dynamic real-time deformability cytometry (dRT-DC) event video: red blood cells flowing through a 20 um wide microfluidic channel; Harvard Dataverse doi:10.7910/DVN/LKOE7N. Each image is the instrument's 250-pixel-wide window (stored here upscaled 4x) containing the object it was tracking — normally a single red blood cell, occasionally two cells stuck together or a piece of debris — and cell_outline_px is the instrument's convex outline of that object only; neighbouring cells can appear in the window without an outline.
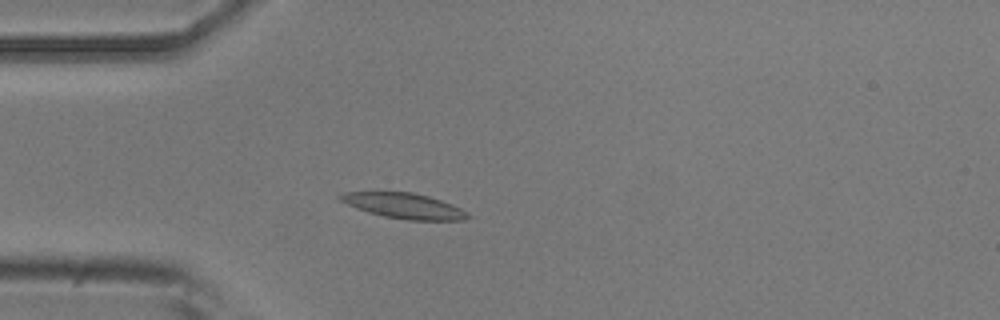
{"species": "common noctule bat (a hibernating species)", "species_latin": "Nyctalus noctula", "temperature_condition": "room temperature", "stored_images_in_passage": 49, "camera_frame_rate_fps": 3000, "um_per_image_px": 0.085, "animal": {"sex": "male", "body_mass_g": 20.5, "forearm_length_mm": 52.5}, "frame": {"image": 1, "passage_image": 11, "time_ms": 3.333, "image_size_px": [1000, 320], "cell_outline_px": [[472, 216], [464, 220], [408, 220], [384, 216], [368, 212], [356, 208], [340, 200], [336, 196], [344, 192], [412, 192], [428, 196], [452, 204], [468, 212]], "centroid_in_image_um": [34.36, 17.49], "position_along_channel_um": 50.6, "area_um2": 18.79}}
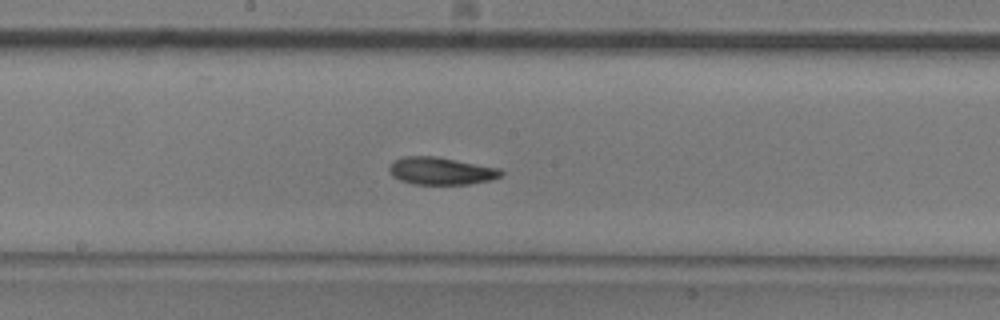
{"frame": {"image": 2, "passage_image": 24, "time_ms": 7.667, "image_size_px": [1000, 320], "cell_outline_px": [[504, 172], [500, 176], [492, 180], [468, 184], [412, 184], [400, 180], [392, 176], [388, 172], [388, 168], [396, 160], [404, 156], [436, 156], [500, 168]], "centroid_in_image_um": [37.49, 14.53], "position_along_channel_um": 210.7, "area_um2": 17.92}}
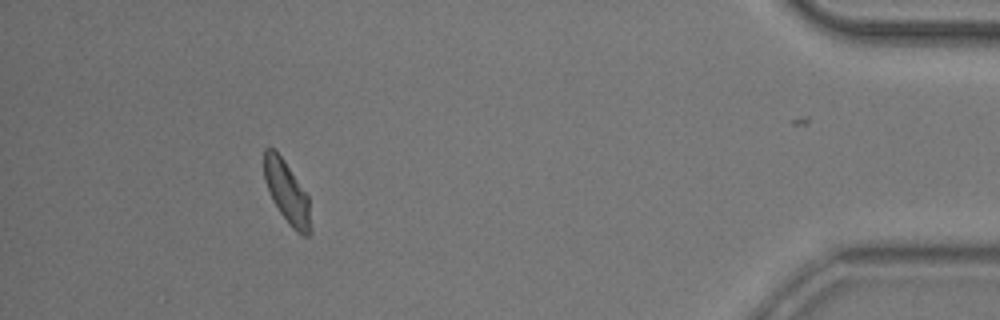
{"frame": {"image": 3, "passage_image": 44, "time_ms": 14.333, "image_size_px": [1000, 320], "cell_outline_px": [[312, 232], [308, 236], [300, 236], [292, 228], [280, 212], [272, 200], [264, 180], [264, 148], [276, 148], [308, 196], [312, 228]], "centroid_in_image_um": [24.4, 16.37], "position_along_channel_um": 410.8, "area_um2": 17.05}, "authors_computed_cell_mechanics": {"area_um2": 17.8024, "velocity_mm_per_s": 3.8942, "shape_relaxation_time_tau1_ms": 3.7567, "shape_relaxation_time_tau2_ms": 10.5529, "deformation_change_tau1": 0.1244, "deformation_change_tau2": 0.1792}}